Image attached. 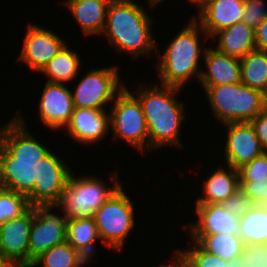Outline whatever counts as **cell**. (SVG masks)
Masks as SVG:
<instances>
[{"label":"cell","instance_id":"1","mask_svg":"<svg viewBox=\"0 0 267 267\" xmlns=\"http://www.w3.org/2000/svg\"><path fill=\"white\" fill-rule=\"evenodd\" d=\"M24 125L19 115L6 124L0 140V162L6 189L27 196L39 177L40 160L51 150Z\"/></svg>","mask_w":267,"mask_h":267},{"label":"cell","instance_id":"2","mask_svg":"<svg viewBox=\"0 0 267 267\" xmlns=\"http://www.w3.org/2000/svg\"><path fill=\"white\" fill-rule=\"evenodd\" d=\"M160 87V88H159ZM181 88L161 85L139 86L136 97L141 103L148 127L149 150L174 145L183 148L180 143V127L186 117L184 102L174 96Z\"/></svg>","mask_w":267,"mask_h":267},{"label":"cell","instance_id":"3","mask_svg":"<svg viewBox=\"0 0 267 267\" xmlns=\"http://www.w3.org/2000/svg\"><path fill=\"white\" fill-rule=\"evenodd\" d=\"M152 18L132 0H111L107 8L104 36L117 52L134 59L149 55L159 44L152 37Z\"/></svg>","mask_w":267,"mask_h":267},{"label":"cell","instance_id":"4","mask_svg":"<svg viewBox=\"0 0 267 267\" xmlns=\"http://www.w3.org/2000/svg\"><path fill=\"white\" fill-rule=\"evenodd\" d=\"M200 31L205 34L201 25L193 18L170 41L164 54L160 57L156 67L162 85L182 88L189 79L197 76L200 78ZM194 75V76H193Z\"/></svg>","mask_w":267,"mask_h":267},{"label":"cell","instance_id":"5","mask_svg":"<svg viewBox=\"0 0 267 267\" xmlns=\"http://www.w3.org/2000/svg\"><path fill=\"white\" fill-rule=\"evenodd\" d=\"M221 123L250 122L267 108V96L243 83L202 86Z\"/></svg>","mask_w":267,"mask_h":267},{"label":"cell","instance_id":"6","mask_svg":"<svg viewBox=\"0 0 267 267\" xmlns=\"http://www.w3.org/2000/svg\"><path fill=\"white\" fill-rule=\"evenodd\" d=\"M113 175L114 185L108 187L96 177H79L71 173L59 202L54 206L61 208L65 218L93 217L94 212L120 186L118 175Z\"/></svg>","mask_w":267,"mask_h":267},{"label":"cell","instance_id":"7","mask_svg":"<svg viewBox=\"0 0 267 267\" xmlns=\"http://www.w3.org/2000/svg\"><path fill=\"white\" fill-rule=\"evenodd\" d=\"M134 206L121 185L94 212L100 239L112 250H121L129 232L135 228Z\"/></svg>","mask_w":267,"mask_h":267},{"label":"cell","instance_id":"8","mask_svg":"<svg viewBox=\"0 0 267 267\" xmlns=\"http://www.w3.org/2000/svg\"><path fill=\"white\" fill-rule=\"evenodd\" d=\"M113 103L109 115L114 137L125 140L142 153L146 149L149 152L148 127L138 98L125 86Z\"/></svg>","mask_w":267,"mask_h":267},{"label":"cell","instance_id":"9","mask_svg":"<svg viewBox=\"0 0 267 267\" xmlns=\"http://www.w3.org/2000/svg\"><path fill=\"white\" fill-rule=\"evenodd\" d=\"M119 79L116 66L90 70L72 92L74 107L105 110L104 106L125 87Z\"/></svg>","mask_w":267,"mask_h":267},{"label":"cell","instance_id":"10","mask_svg":"<svg viewBox=\"0 0 267 267\" xmlns=\"http://www.w3.org/2000/svg\"><path fill=\"white\" fill-rule=\"evenodd\" d=\"M68 165L50 151L40 160L39 177L27 195L30 206H55L71 175Z\"/></svg>","mask_w":267,"mask_h":267},{"label":"cell","instance_id":"11","mask_svg":"<svg viewBox=\"0 0 267 267\" xmlns=\"http://www.w3.org/2000/svg\"><path fill=\"white\" fill-rule=\"evenodd\" d=\"M54 206L34 207L29 235V267L41 253L66 242L67 218L52 213Z\"/></svg>","mask_w":267,"mask_h":267},{"label":"cell","instance_id":"12","mask_svg":"<svg viewBox=\"0 0 267 267\" xmlns=\"http://www.w3.org/2000/svg\"><path fill=\"white\" fill-rule=\"evenodd\" d=\"M34 206L0 225V254L19 267H29V235Z\"/></svg>","mask_w":267,"mask_h":267},{"label":"cell","instance_id":"13","mask_svg":"<svg viewBox=\"0 0 267 267\" xmlns=\"http://www.w3.org/2000/svg\"><path fill=\"white\" fill-rule=\"evenodd\" d=\"M66 45L58 35L36 24H29L21 54L17 61L25 63L34 71L42 68Z\"/></svg>","mask_w":267,"mask_h":267},{"label":"cell","instance_id":"14","mask_svg":"<svg viewBox=\"0 0 267 267\" xmlns=\"http://www.w3.org/2000/svg\"><path fill=\"white\" fill-rule=\"evenodd\" d=\"M224 125L227 127L224 150L228 166L238 169L265 152L250 122H232Z\"/></svg>","mask_w":267,"mask_h":267},{"label":"cell","instance_id":"15","mask_svg":"<svg viewBox=\"0 0 267 267\" xmlns=\"http://www.w3.org/2000/svg\"><path fill=\"white\" fill-rule=\"evenodd\" d=\"M41 121L52 130L65 128L74 110L72 92L64 84L46 82L39 102Z\"/></svg>","mask_w":267,"mask_h":267},{"label":"cell","instance_id":"16","mask_svg":"<svg viewBox=\"0 0 267 267\" xmlns=\"http://www.w3.org/2000/svg\"><path fill=\"white\" fill-rule=\"evenodd\" d=\"M65 128L75 142L96 143L108 133L110 115L105 110L74 107L70 121Z\"/></svg>","mask_w":267,"mask_h":267},{"label":"cell","instance_id":"17","mask_svg":"<svg viewBox=\"0 0 267 267\" xmlns=\"http://www.w3.org/2000/svg\"><path fill=\"white\" fill-rule=\"evenodd\" d=\"M199 11V18L195 20L206 37H213L221 29L241 22L244 0H210Z\"/></svg>","mask_w":267,"mask_h":267},{"label":"cell","instance_id":"18","mask_svg":"<svg viewBox=\"0 0 267 267\" xmlns=\"http://www.w3.org/2000/svg\"><path fill=\"white\" fill-rule=\"evenodd\" d=\"M198 221L184 225L189 234H233L239 235L240 217L223 209L220 204H196Z\"/></svg>","mask_w":267,"mask_h":267},{"label":"cell","instance_id":"19","mask_svg":"<svg viewBox=\"0 0 267 267\" xmlns=\"http://www.w3.org/2000/svg\"><path fill=\"white\" fill-rule=\"evenodd\" d=\"M206 71H201L202 86H218L241 82L240 59L222 54L215 48H203Z\"/></svg>","mask_w":267,"mask_h":267},{"label":"cell","instance_id":"20","mask_svg":"<svg viewBox=\"0 0 267 267\" xmlns=\"http://www.w3.org/2000/svg\"><path fill=\"white\" fill-rule=\"evenodd\" d=\"M217 168L203 184V197L196 204H219L240 190L238 169L227 166Z\"/></svg>","mask_w":267,"mask_h":267},{"label":"cell","instance_id":"21","mask_svg":"<svg viewBox=\"0 0 267 267\" xmlns=\"http://www.w3.org/2000/svg\"><path fill=\"white\" fill-rule=\"evenodd\" d=\"M212 38H218L217 51L238 59L256 49L254 29L243 22L221 29Z\"/></svg>","mask_w":267,"mask_h":267},{"label":"cell","instance_id":"22","mask_svg":"<svg viewBox=\"0 0 267 267\" xmlns=\"http://www.w3.org/2000/svg\"><path fill=\"white\" fill-rule=\"evenodd\" d=\"M111 0H74L66 5L84 35L102 34L106 25L107 8Z\"/></svg>","mask_w":267,"mask_h":267},{"label":"cell","instance_id":"23","mask_svg":"<svg viewBox=\"0 0 267 267\" xmlns=\"http://www.w3.org/2000/svg\"><path fill=\"white\" fill-rule=\"evenodd\" d=\"M100 239L93 217L67 218L66 241L89 261Z\"/></svg>","mask_w":267,"mask_h":267},{"label":"cell","instance_id":"24","mask_svg":"<svg viewBox=\"0 0 267 267\" xmlns=\"http://www.w3.org/2000/svg\"><path fill=\"white\" fill-rule=\"evenodd\" d=\"M205 251L224 260L234 259L242 254L245 244L239 235L233 234H189Z\"/></svg>","mask_w":267,"mask_h":267},{"label":"cell","instance_id":"25","mask_svg":"<svg viewBox=\"0 0 267 267\" xmlns=\"http://www.w3.org/2000/svg\"><path fill=\"white\" fill-rule=\"evenodd\" d=\"M239 236L245 245L267 244V204H255L240 217Z\"/></svg>","mask_w":267,"mask_h":267},{"label":"cell","instance_id":"26","mask_svg":"<svg viewBox=\"0 0 267 267\" xmlns=\"http://www.w3.org/2000/svg\"><path fill=\"white\" fill-rule=\"evenodd\" d=\"M77 52L68 48L67 45L52 58L40 71L48 76L47 82L64 84L76 78L80 66Z\"/></svg>","mask_w":267,"mask_h":267},{"label":"cell","instance_id":"27","mask_svg":"<svg viewBox=\"0 0 267 267\" xmlns=\"http://www.w3.org/2000/svg\"><path fill=\"white\" fill-rule=\"evenodd\" d=\"M241 83L267 96V52L250 51L240 59Z\"/></svg>","mask_w":267,"mask_h":267},{"label":"cell","instance_id":"28","mask_svg":"<svg viewBox=\"0 0 267 267\" xmlns=\"http://www.w3.org/2000/svg\"><path fill=\"white\" fill-rule=\"evenodd\" d=\"M87 263L89 260L66 241L41 253L30 267H82Z\"/></svg>","mask_w":267,"mask_h":267},{"label":"cell","instance_id":"29","mask_svg":"<svg viewBox=\"0 0 267 267\" xmlns=\"http://www.w3.org/2000/svg\"><path fill=\"white\" fill-rule=\"evenodd\" d=\"M29 207L27 196L8 189L0 191V225L18 217Z\"/></svg>","mask_w":267,"mask_h":267},{"label":"cell","instance_id":"30","mask_svg":"<svg viewBox=\"0 0 267 267\" xmlns=\"http://www.w3.org/2000/svg\"><path fill=\"white\" fill-rule=\"evenodd\" d=\"M191 243L195 246L192 249L179 250L184 257L186 267H228L227 260L205 251L197 242Z\"/></svg>","mask_w":267,"mask_h":267},{"label":"cell","instance_id":"31","mask_svg":"<svg viewBox=\"0 0 267 267\" xmlns=\"http://www.w3.org/2000/svg\"><path fill=\"white\" fill-rule=\"evenodd\" d=\"M239 181H267V153L238 168Z\"/></svg>","mask_w":267,"mask_h":267},{"label":"cell","instance_id":"32","mask_svg":"<svg viewBox=\"0 0 267 267\" xmlns=\"http://www.w3.org/2000/svg\"><path fill=\"white\" fill-rule=\"evenodd\" d=\"M263 3V0H244L241 22L255 29L261 21L267 18V9Z\"/></svg>","mask_w":267,"mask_h":267},{"label":"cell","instance_id":"33","mask_svg":"<svg viewBox=\"0 0 267 267\" xmlns=\"http://www.w3.org/2000/svg\"><path fill=\"white\" fill-rule=\"evenodd\" d=\"M219 204L223 209L237 217H242L255 205L254 201L241 190H238L228 199L220 202Z\"/></svg>","mask_w":267,"mask_h":267},{"label":"cell","instance_id":"34","mask_svg":"<svg viewBox=\"0 0 267 267\" xmlns=\"http://www.w3.org/2000/svg\"><path fill=\"white\" fill-rule=\"evenodd\" d=\"M243 267H267V244L245 245Z\"/></svg>","mask_w":267,"mask_h":267},{"label":"cell","instance_id":"35","mask_svg":"<svg viewBox=\"0 0 267 267\" xmlns=\"http://www.w3.org/2000/svg\"><path fill=\"white\" fill-rule=\"evenodd\" d=\"M240 190L255 204H267V181H240Z\"/></svg>","mask_w":267,"mask_h":267},{"label":"cell","instance_id":"36","mask_svg":"<svg viewBox=\"0 0 267 267\" xmlns=\"http://www.w3.org/2000/svg\"><path fill=\"white\" fill-rule=\"evenodd\" d=\"M250 123L256 131V135L265 152H267V108L258 116L253 118Z\"/></svg>","mask_w":267,"mask_h":267},{"label":"cell","instance_id":"37","mask_svg":"<svg viewBox=\"0 0 267 267\" xmlns=\"http://www.w3.org/2000/svg\"><path fill=\"white\" fill-rule=\"evenodd\" d=\"M254 39L256 49L267 52V18L254 29Z\"/></svg>","mask_w":267,"mask_h":267},{"label":"cell","instance_id":"38","mask_svg":"<svg viewBox=\"0 0 267 267\" xmlns=\"http://www.w3.org/2000/svg\"><path fill=\"white\" fill-rule=\"evenodd\" d=\"M175 254L174 257V263H170L168 266L167 265H160L159 267H186V263L184 260V257L181 255V253L179 252V250H175Z\"/></svg>","mask_w":267,"mask_h":267},{"label":"cell","instance_id":"39","mask_svg":"<svg viewBox=\"0 0 267 267\" xmlns=\"http://www.w3.org/2000/svg\"><path fill=\"white\" fill-rule=\"evenodd\" d=\"M228 267H243V254L228 260Z\"/></svg>","mask_w":267,"mask_h":267},{"label":"cell","instance_id":"40","mask_svg":"<svg viewBox=\"0 0 267 267\" xmlns=\"http://www.w3.org/2000/svg\"><path fill=\"white\" fill-rule=\"evenodd\" d=\"M0 267H19V266L13 261L6 259L0 254Z\"/></svg>","mask_w":267,"mask_h":267},{"label":"cell","instance_id":"41","mask_svg":"<svg viewBox=\"0 0 267 267\" xmlns=\"http://www.w3.org/2000/svg\"><path fill=\"white\" fill-rule=\"evenodd\" d=\"M188 1H190V2H192V3H196L197 5H198V8H199V10L205 5V4H207L210 0H188Z\"/></svg>","mask_w":267,"mask_h":267},{"label":"cell","instance_id":"42","mask_svg":"<svg viewBox=\"0 0 267 267\" xmlns=\"http://www.w3.org/2000/svg\"><path fill=\"white\" fill-rule=\"evenodd\" d=\"M5 189L6 187H5V183L3 180L2 167H1V162H0V191H3Z\"/></svg>","mask_w":267,"mask_h":267},{"label":"cell","instance_id":"43","mask_svg":"<svg viewBox=\"0 0 267 267\" xmlns=\"http://www.w3.org/2000/svg\"><path fill=\"white\" fill-rule=\"evenodd\" d=\"M162 1L164 0H148V4H150L151 8H153V6H156L158 3L160 4Z\"/></svg>","mask_w":267,"mask_h":267},{"label":"cell","instance_id":"44","mask_svg":"<svg viewBox=\"0 0 267 267\" xmlns=\"http://www.w3.org/2000/svg\"><path fill=\"white\" fill-rule=\"evenodd\" d=\"M4 128H5V125L1 128L0 127V140H1V138H2V133H3V131H4Z\"/></svg>","mask_w":267,"mask_h":267},{"label":"cell","instance_id":"45","mask_svg":"<svg viewBox=\"0 0 267 267\" xmlns=\"http://www.w3.org/2000/svg\"><path fill=\"white\" fill-rule=\"evenodd\" d=\"M72 1H74V0H66V1H65V4L67 5V4H69L70 2H72Z\"/></svg>","mask_w":267,"mask_h":267}]
</instances>
